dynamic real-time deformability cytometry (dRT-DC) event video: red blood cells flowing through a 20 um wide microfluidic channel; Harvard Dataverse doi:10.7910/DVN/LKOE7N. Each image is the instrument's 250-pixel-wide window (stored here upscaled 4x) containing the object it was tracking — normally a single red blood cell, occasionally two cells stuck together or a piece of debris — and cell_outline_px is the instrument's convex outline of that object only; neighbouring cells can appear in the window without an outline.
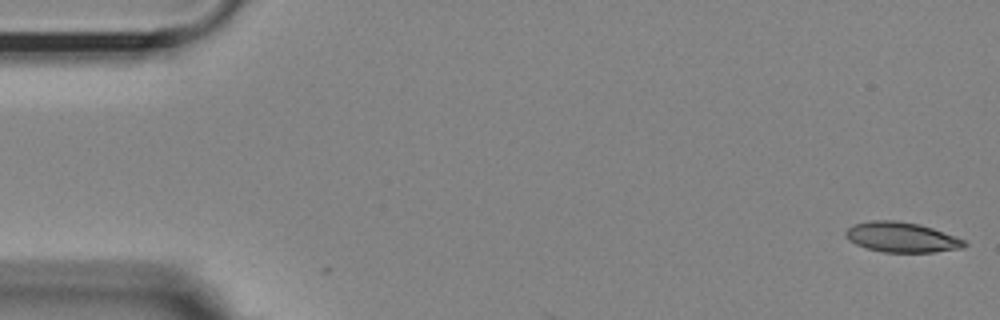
{"species": "Egyptian fruit bat (a non-hibernating species)", "species_latin": "Rousettus aegyptiacus", "temperature_condition": "room temperature", "stored_images_in_passage": 5, "camera_frame_rate_fps": 3000, "um_per_image_px": 0.085, "animal": {"sex": "female"}, "frame": {"image": 1, "passage_image": 1, "time_ms": 0.0, "image_size_px": [1000, 320], "cell_outline_px": [[968, 244], [964, 248], [932, 252], [884, 252], [868, 248], [856, 244], [848, 240], [844, 236], [844, 232], [852, 224], [872, 220], [892, 220], [920, 224], [932, 228], [964, 240]], "centroid_in_image_um": [76.6, 20.16], "position_along_channel_um": 8.4, "area_um2": 20.75}}